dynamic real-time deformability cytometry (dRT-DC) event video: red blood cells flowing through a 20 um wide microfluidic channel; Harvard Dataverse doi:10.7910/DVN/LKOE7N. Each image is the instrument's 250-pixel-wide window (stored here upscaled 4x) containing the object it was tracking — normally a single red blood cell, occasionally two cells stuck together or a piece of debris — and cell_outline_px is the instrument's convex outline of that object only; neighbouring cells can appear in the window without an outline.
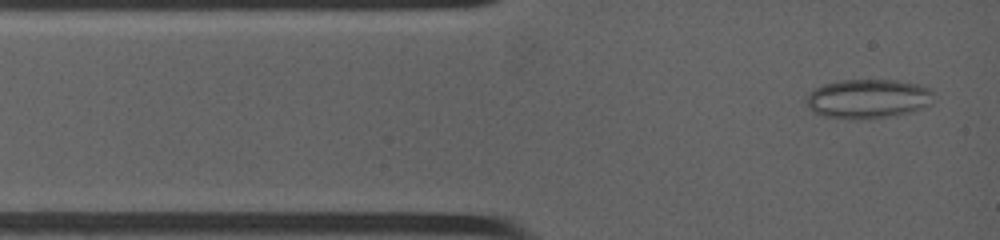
{"species": "common noctule bat (a hibernating species)", "species_latin": "Nyctalus noctula", "temperature_condition": "warm", "stored_images_in_passage": 29, "camera_frame_rate_fps": 4500, "um_per_image_px": 0.085, "animal": {"sex": "female", "body_mass_g": 19.0, "forearm_length_mm": 53.3}, "frame": {"image": 1, "passage_image": 1, "time_ms": 0.0, "image_size_px": [1000, 240], "cell_outline_px": [[932, 92], [928, 104], [904, 112], [888, 116], [868, 120], [852, 120], [824, 116], [816, 112], [808, 104], [808, 96], [816, 88], [824, 84], [844, 80], [892, 80], [916, 84], [928, 88]], "centroid_in_image_um": [73.73, 8.4], "position_along_channel_um": 11.3, "area_um2": 28.21}}
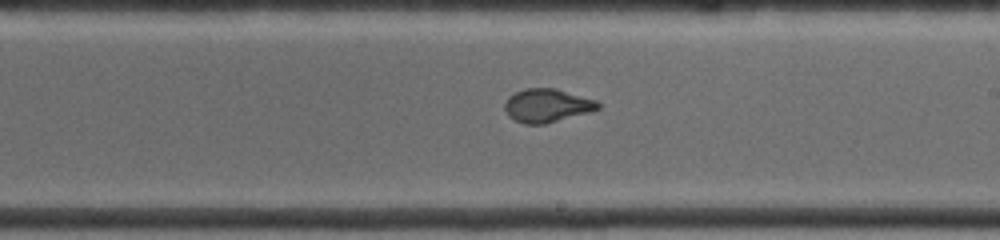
{"frame": {"image": 2, "passage_image": 15, "time_ms": 6.667, "image_size_px": [1000, 240], "cell_outline_px": [[600, 108], [592, 112], [544, 124], [524, 124], [508, 116], [504, 108], [504, 104], [508, 96], [524, 88], [556, 88], [596, 100], [600, 104]], "centroid_in_image_um": [46.5, 8.97], "position_along_channel_um": 242.5, "area_um2": 18.32}}
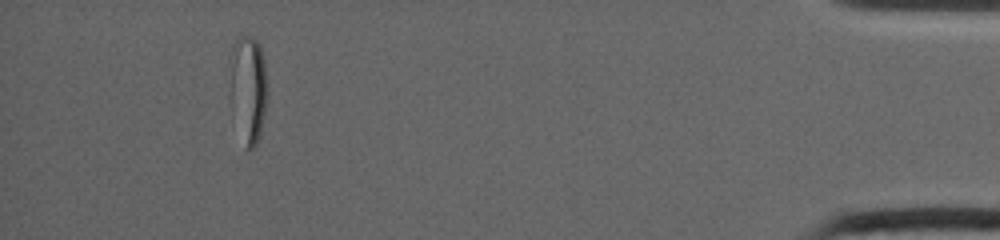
{"frame": {"image": 3, "passage_image": 29, "time_ms": 13.333, "image_size_px": [1000, 240], "cell_outline_px": [[264, 116], [260, 136], [256, 144], [252, 148], [244, 148], [232, 88], [228, 56], [232, 44], [240, 36], [252, 36], [260, 44], [264, 60]], "centroid_in_image_um": [21.09, 7.4], "position_along_channel_um": 414.1, "area_um2": 22.08}, "authors_computed_cell_mechanics": {"area_um2": 18.9006, "velocity_mm_per_s": 3.9411, "shape_relaxation_time_tau1_ms": 9.6023, "shape_relaxation_time_tau2_ms": null, "deformation_change_tau1": 0.2283, "deformation_change_tau2": null}}